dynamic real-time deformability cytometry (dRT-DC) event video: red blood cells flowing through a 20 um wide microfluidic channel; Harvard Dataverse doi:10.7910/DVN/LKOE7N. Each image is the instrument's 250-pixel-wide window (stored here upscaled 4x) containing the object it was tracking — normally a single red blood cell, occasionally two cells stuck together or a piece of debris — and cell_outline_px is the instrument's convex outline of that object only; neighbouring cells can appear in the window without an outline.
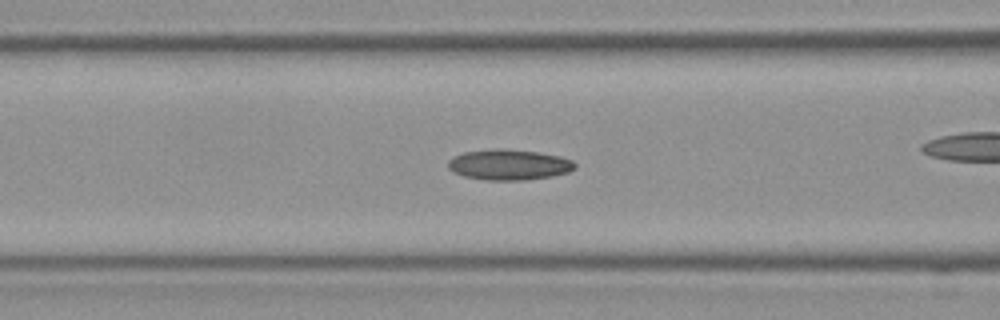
{"species": "Egyptian fruit bat (a non-hibernating species)", "species_latin": "Rousettus aegyptiacus", "temperature_condition": "room temperature", "stored_images_in_passage": 35, "camera_frame_rate_fps": 3000, "um_per_image_px": 0.085, "frame": {"image": 1, "passage_image": 11, "time_ms": 3.333, "image_size_px": [1000, 320], "cell_outline_px": [[576, 168], [568, 172], [552, 176], [524, 180], [484, 180], [464, 176], [452, 172], [448, 168], [448, 160], [452, 156], [464, 152], [496, 148], [508, 148], [536, 152], [560, 156], [572, 160], [576, 164]], "centroid_in_image_um": [43.24, 13.99], "position_along_channel_um": 123.4, "area_um2": 22.83}}
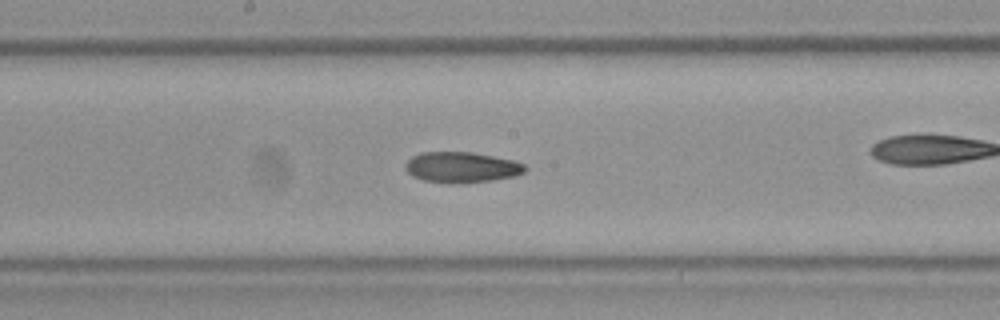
{"frame": {"image": 2, "passage_image": 16, "time_ms": 5.0, "image_size_px": [1000, 320], "cell_outline_px": [[528, 168], [524, 172], [516, 176], [492, 180], [448, 184], [424, 180], [412, 176], [404, 168], [404, 164], [412, 156], [420, 152], [472, 152], [516, 160], [524, 164]], "centroid_in_image_um": [39.24, 14.21], "position_along_channel_um": 209.0, "area_um2": 21.62}}
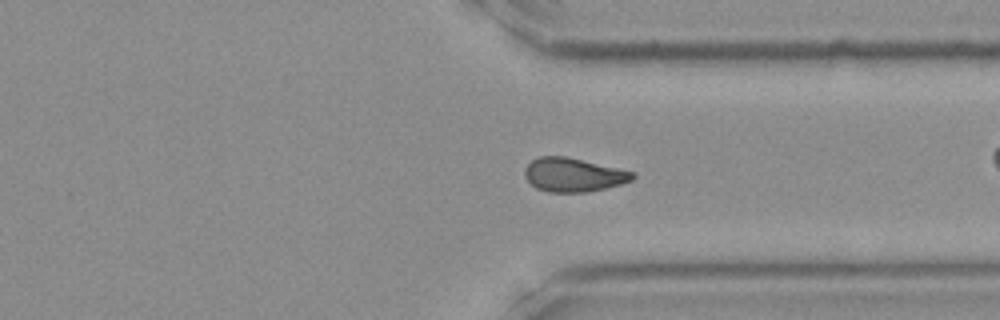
{"frame": {"image": 3, "passage_image": 25, "time_ms": 8.0, "image_size_px": [1000, 320], "cell_outline_px": [[636, 176], [632, 180], [620, 184], [604, 188], [584, 192], [548, 192], [536, 188], [524, 176], [524, 168], [532, 160], [540, 156], [564, 156], [636, 172]], "centroid_in_image_um": [48.73, 14.86], "position_along_channel_um": 362.7, "area_um2": 21.1}}